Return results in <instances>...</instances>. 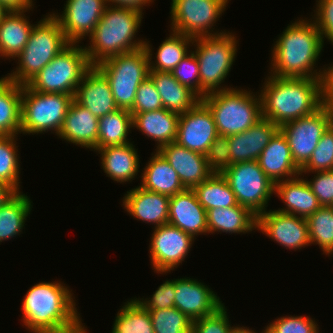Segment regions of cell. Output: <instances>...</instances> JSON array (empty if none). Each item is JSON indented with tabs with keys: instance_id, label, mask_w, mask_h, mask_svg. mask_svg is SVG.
I'll return each mask as SVG.
<instances>
[{
	"instance_id": "obj_1",
	"label": "cell",
	"mask_w": 333,
	"mask_h": 333,
	"mask_svg": "<svg viewBox=\"0 0 333 333\" xmlns=\"http://www.w3.org/2000/svg\"><path fill=\"white\" fill-rule=\"evenodd\" d=\"M61 282H39L22 303V321L32 333H86L74 296Z\"/></svg>"
},
{
	"instance_id": "obj_2",
	"label": "cell",
	"mask_w": 333,
	"mask_h": 333,
	"mask_svg": "<svg viewBox=\"0 0 333 333\" xmlns=\"http://www.w3.org/2000/svg\"><path fill=\"white\" fill-rule=\"evenodd\" d=\"M310 22V23H309ZM276 43V44H275ZM274 43L271 75L276 77L322 79L324 70H314L323 41L314 21L306 18L288 25ZM273 69V70H272Z\"/></svg>"
},
{
	"instance_id": "obj_3",
	"label": "cell",
	"mask_w": 333,
	"mask_h": 333,
	"mask_svg": "<svg viewBox=\"0 0 333 333\" xmlns=\"http://www.w3.org/2000/svg\"><path fill=\"white\" fill-rule=\"evenodd\" d=\"M260 90L262 118L279 127L291 120L310 115L322 106V79L265 78Z\"/></svg>"
},
{
	"instance_id": "obj_4",
	"label": "cell",
	"mask_w": 333,
	"mask_h": 333,
	"mask_svg": "<svg viewBox=\"0 0 333 333\" xmlns=\"http://www.w3.org/2000/svg\"><path fill=\"white\" fill-rule=\"evenodd\" d=\"M142 14L133 8L107 5L89 36L90 46L84 47L90 64L95 66L114 55L144 47V40H134Z\"/></svg>"
},
{
	"instance_id": "obj_5",
	"label": "cell",
	"mask_w": 333,
	"mask_h": 333,
	"mask_svg": "<svg viewBox=\"0 0 333 333\" xmlns=\"http://www.w3.org/2000/svg\"><path fill=\"white\" fill-rule=\"evenodd\" d=\"M70 43L59 21L49 14L34 25L29 39L17 56L18 67L6 78L26 85Z\"/></svg>"
},
{
	"instance_id": "obj_6",
	"label": "cell",
	"mask_w": 333,
	"mask_h": 333,
	"mask_svg": "<svg viewBox=\"0 0 333 333\" xmlns=\"http://www.w3.org/2000/svg\"><path fill=\"white\" fill-rule=\"evenodd\" d=\"M252 93L230 87L201 99L212 112L218 135L242 133L262 119L260 95Z\"/></svg>"
},
{
	"instance_id": "obj_7",
	"label": "cell",
	"mask_w": 333,
	"mask_h": 333,
	"mask_svg": "<svg viewBox=\"0 0 333 333\" xmlns=\"http://www.w3.org/2000/svg\"><path fill=\"white\" fill-rule=\"evenodd\" d=\"M196 43V44H195ZM236 36L229 31L216 36L194 38L193 51L198 59L200 74V99L207 94L229 89L222 86L237 52ZM220 85V86H219Z\"/></svg>"
},
{
	"instance_id": "obj_8",
	"label": "cell",
	"mask_w": 333,
	"mask_h": 333,
	"mask_svg": "<svg viewBox=\"0 0 333 333\" xmlns=\"http://www.w3.org/2000/svg\"><path fill=\"white\" fill-rule=\"evenodd\" d=\"M107 78L119 109L130 110L140 84L149 76V57L144 47L114 55L95 65Z\"/></svg>"
},
{
	"instance_id": "obj_9",
	"label": "cell",
	"mask_w": 333,
	"mask_h": 333,
	"mask_svg": "<svg viewBox=\"0 0 333 333\" xmlns=\"http://www.w3.org/2000/svg\"><path fill=\"white\" fill-rule=\"evenodd\" d=\"M92 67L84 47L70 43L26 85L38 92L72 95Z\"/></svg>"
},
{
	"instance_id": "obj_10",
	"label": "cell",
	"mask_w": 333,
	"mask_h": 333,
	"mask_svg": "<svg viewBox=\"0 0 333 333\" xmlns=\"http://www.w3.org/2000/svg\"><path fill=\"white\" fill-rule=\"evenodd\" d=\"M72 100V95L38 92L22 85L21 133L51 130L58 135Z\"/></svg>"
},
{
	"instance_id": "obj_11",
	"label": "cell",
	"mask_w": 333,
	"mask_h": 333,
	"mask_svg": "<svg viewBox=\"0 0 333 333\" xmlns=\"http://www.w3.org/2000/svg\"><path fill=\"white\" fill-rule=\"evenodd\" d=\"M236 196L239 205L256 216L266 212L274 193V184L263 172L257 160L232 164L221 172Z\"/></svg>"
},
{
	"instance_id": "obj_12",
	"label": "cell",
	"mask_w": 333,
	"mask_h": 333,
	"mask_svg": "<svg viewBox=\"0 0 333 333\" xmlns=\"http://www.w3.org/2000/svg\"><path fill=\"white\" fill-rule=\"evenodd\" d=\"M229 0H172L171 30L193 38L216 36L226 33H214V23L225 11ZM212 32H211V30Z\"/></svg>"
},
{
	"instance_id": "obj_13",
	"label": "cell",
	"mask_w": 333,
	"mask_h": 333,
	"mask_svg": "<svg viewBox=\"0 0 333 333\" xmlns=\"http://www.w3.org/2000/svg\"><path fill=\"white\" fill-rule=\"evenodd\" d=\"M330 125L331 119L321 106L314 113L279 127L288 140L292 159L300 170L307 164Z\"/></svg>"
},
{
	"instance_id": "obj_14",
	"label": "cell",
	"mask_w": 333,
	"mask_h": 333,
	"mask_svg": "<svg viewBox=\"0 0 333 333\" xmlns=\"http://www.w3.org/2000/svg\"><path fill=\"white\" fill-rule=\"evenodd\" d=\"M150 243V260L156 273L166 274L177 268L188 255L194 238L170 224L154 229Z\"/></svg>"
},
{
	"instance_id": "obj_15",
	"label": "cell",
	"mask_w": 333,
	"mask_h": 333,
	"mask_svg": "<svg viewBox=\"0 0 333 333\" xmlns=\"http://www.w3.org/2000/svg\"><path fill=\"white\" fill-rule=\"evenodd\" d=\"M217 136L212 112L202 100L180 115L175 140L178 145L206 155L210 144Z\"/></svg>"
},
{
	"instance_id": "obj_16",
	"label": "cell",
	"mask_w": 333,
	"mask_h": 333,
	"mask_svg": "<svg viewBox=\"0 0 333 333\" xmlns=\"http://www.w3.org/2000/svg\"><path fill=\"white\" fill-rule=\"evenodd\" d=\"M257 230L286 249L311 245L307 220L300 216L269 210L257 216Z\"/></svg>"
},
{
	"instance_id": "obj_17",
	"label": "cell",
	"mask_w": 333,
	"mask_h": 333,
	"mask_svg": "<svg viewBox=\"0 0 333 333\" xmlns=\"http://www.w3.org/2000/svg\"><path fill=\"white\" fill-rule=\"evenodd\" d=\"M106 6V0H67L61 15L52 14L59 21L67 41L78 44L94 31Z\"/></svg>"
},
{
	"instance_id": "obj_18",
	"label": "cell",
	"mask_w": 333,
	"mask_h": 333,
	"mask_svg": "<svg viewBox=\"0 0 333 333\" xmlns=\"http://www.w3.org/2000/svg\"><path fill=\"white\" fill-rule=\"evenodd\" d=\"M223 305L204 283L188 277L175 279L174 307L192 321L214 314Z\"/></svg>"
},
{
	"instance_id": "obj_19",
	"label": "cell",
	"mask_w": 333,
	"mask_h": 333,
	"mask_svg": "<svg viewBox=\"0 0 333 333\" xmlns=\"http://www.w3.org/2000/svg\"><path fill=\"white\" fill-rule=\"evenodd\" d=\"M158 151L177 172L186 189H193L214 173L206 155L191 151L176 142L164 145Z\"/></svg>"
},
{
	"instance_id": "obj_20",
	"label": "cell",
	"mask_w": 333,
	"mask_h": 333,
	"mask_svg": "<svg viewBox=\"0 0 333 333\" xmlns=\"http://www.w3.org/2000/svg\"><path fill=\"white\" fill-rule=\"evenodd\" d=\"M73 99L98 118L119 109L107 78L95 66L85 73Z\"/></svg>"
},
{
	"instance_id": "obj_21",
	"label": "cell",
	"mask_w": 333,
	"mask_h": 333,
	"mask_svg": "<svg viewBox=\"0 0 333 333\" xmlns=\"http://www.w3.org/2000/svg\"><path fill=\"white\" fill-rule=\"evenodd\" d=\"M168 224L178 227L194 239L197 235L208 233L206 210L192 189L170 196Z\"/></svg>"
},
{
	"instance_id": "obj_22",
	"label": "cell",
	"mask_w": 333,
	"mask_h": 333,
	"mask_svg": "<svg viewBox=\"0 0 333 333\" xmlns=\"http://www.w3.org/2000/svg\"><path fill=\"white\" fill-rule=\"evenodd\" d=\"M278 130L277 124L262 118L248 130L229 136L231 165L257 160Z\"/></svg>"
},
{
	"instance_id": "obj_23",
	"label": "cell",
	"mask_w": 333,
	"mask_h": 333,
	"mask_svg": "<svg viewBox=\"0 0 333 333\" xmlns=\"http://www.w3.org/2000/svg\"><path fill=\"white\" fill-rule=\"evenodd\" d=\"M170 196L137 186L123 197L124 209L135 219L156 227L168 224Z\"/></svg>"
},
{
	"instance_id": "obj_24",
	"label": "cell",
	"mask_w": 333,
	"mask_h": 333,
	"mask_svg": "<svg viewBox=\"0 0 333 333\" xmlns=\"http://www.w3.org/2000/svg\"><path fill=\"white\" fill-rule=\"evenodd\" d=\"M257 161L273 184L300 175V169L292 159L288 140L280 129L271 138Z\"/></svg>"
},
{
	"instance_id": "obj_25",
	"label": "cell",
	"mask_w": 333,
	"mask_h": 333,
	"mask_svg": "<svg viewBox=\"0 0 333 333\" xmlns=\"http://www.w3.org/2000/svg\"><path fill=\"white\" fill-rule=\"evenodd\" d=\"M99 118L87 108L72 100L58 137L76 146L96 150Z\"/></svg>"
},
{
	"instance_id": "obj_26",
	"label": "cell",
	"mask_w": 333,
	"mask_h": 333,
	"mask_svg": "<svg viewBox=\"0 0 333 333\" xmlns=\"http://www.w3.org/2000/svg\"><path fill=\"white\" fill-rule=\"evenodd\" d=\"M301 175L292 179L284 180L274 184V193L285 203V209L281 208L277 211L291 214L300 215V217L307 219L314 214L320 207L318 198L312 192L307 180L303 179Z\"/></svg>"
},
{
	"instance_id": "obj_27",
	"label": "cell",
	"mask_w": 333,
	"mask_h": 333,
	"mask_svg": "<svg viewBox=\"0 0 333 333\" xmlns=\"http://www.w3.org/2000/svg\"><path fill=\"white\" fill-rule=\"evenodd\" d=\"M132 124L142 134L157 142V150L171 142L177 137L180 115L170 112L165 108L143 113H131Z\"/></svg>"
},
{
	"instance_id": "obj_28",
	"label": "cell",
	"mask_w": 333,
	"mask_h": 333,
	"mask_svg": "<svg viewBox=\"0 0 333 333\" xmlns=\"http://www.w3.org/2000/svg\"><path fill=\"white\" fill-rule=\"evenodd\" d=\"M101 155V166L104 173L112 180L124 183L131 181L139 172V155L134 145L107 146L95 150ZM132 179V180H131Z\"/></svg>"
},
{
	"instance_id": "obj_29",
	"label": "cell",
	"mask_w": 333,
	"mask_h": 333,
	"mask_svg": "<svg viewBox=\"0 0 333 333\" xmlns=\"http://www.w3.org/2000/svg\"><path fill=\"white\" fill-rule=\"evenodd\" d=\"M30 9L8 11L0 19V55L3 59H15L24 49L34 24L24 13Z\"/></svg>"
},
{
	"instance_id": "obj_30",
	"label": "cell",
	"mask_w": 333,
	"mask_h": 333,
	"mask_svg": "<svg viewBox=\"0 0 333 333\" xmlns=\"http://www.w3.org/2000/svg\"><path fill=\"white\" fill-rule=\"evenodd\" d=\"M157 89L163 108L176 114H184L201 99L188 87L180 84L171 72L149 71L148 76Z\"/></svg>"
},
{
	"instance_id": "obj_31",
	"label": "cell",
	"mask_w": 333,
	"mask_h": 333,
	"mask_svg": "<svg viewBox=\"0 0 333 333\" xmlns=\"http://www.w3.org/2000/svg\"><path fill=\"white\" fill-rule=\"evenodd\" d=\"M154 153L141 174L142 183L140 186L167 196H173L186 190L177 172L168 161L158 150Z\"/></svg>"
},
{
	"instance_id": "obj_32",
	"label": "cell",
	"mask_w": 333,
	"mask_h": 333,
	"mask_svg": "<svg viewBox=\"0 0 333 333\" xmlns=\"http://www.w3.org/2000/svg\"><path fill=\"white\" fill-rule=\"evenodd\" d=\"M208 234L214 232L248 233L257 228V216L247 207L236 205L206 211Z\"/></svg>"
},
{
	"instance_id": "obj_33",
	"label": "cell",
	"mask_w": 333,
	"mask_h": 333,
	"mask_svg": "<svg viewBox=\"0 0 333 333\" xmlns=\"http://www.w3.org/2000/svg\"><path fill=\"white\" fill-rule=\"evenodd\" d=\"M21 97L22 85L0 79V136L21 133Z\"/></svg>"
},
{
	"instance_id": "obj_34",
	"label": "cell",
	"mask_w": 333,
	"mask_h": 333,
	"mask_svg": "<svg viewBox=\"0 0 333 333\" xmlns=\"http://www.w3.org/2000/svg\"><path fill=\"white\" fill-rule=\"evenodd\" d=\"M171 33L160 44L156 53L155 63L151 61L153 57L151 44L149 45V42L145 41L144 48L149 57V71L172 72L180 61L187 56L188 48L192 46L194 38L174 31Z\"/></svg>"
},
{
	"instance_id": "obj_35",
	"label": "cell",
	"mask_w": 333,
	"mask_h": 333,
	"mask_svg": "<svg viewBox=\"0 0 333 333\" xmlns=\"http://www.w3.org/2000/svg\"><path fill=\"white\" fill-rule=\"evenodd\" d=\"M133 128L132 114L126 109L116 111L99 118L96 150L107 146L131 143L127 135Z\"/></svg>"
},
{
	"instance_id": "obj_36",
	"label": "cell",
	"mask_w": 333,
	"mask_h": 333,
	"mask_svg": "<svg viewBox=\"0 0 333 333\" xmlns=\"http://www.w3.org/2000/svg\"><path fill=\"white\" fill-rule=\"evenodd\" d=\"M192 190L206 211L238 205L235 194L221 173H213Z\"/></svg>"
},
{
	"instance_id": "obj_37",
	"label": "cell",
	"mask_w": 333,
	"mask_h": 333,
	"mask_svg": "<svg viewBox=\"0 0 333 333\" xmlns=\"http://www.w3.org/2000/svg\"><path fill=\"white\" fill-rule=\"evenodd\" d=\"M31 203L27 195L19 192L0 207V242L21 234L25 220L32 210Z\"/></svg>"
},
{
	"instance_id": "obj_38",
	"label": "cell",
	"mask_w": 333,
	"mask_h": 333,
	"mask_svg": "<svg viewBox=\"0 0 333 333\" xmlns=\"http://www.w3.org/2000/svg\"><path fill=\"white\" fill-rule=\"evenodd\" d=\"M112 333H154L149 311L136 299L127 301L117 313Z\"/></svg>"
},
{
	"instance_id": "obj_39",
	"label": "cell",
	"mask_w": 333,
	"mask_h": 333,
	"mask_svg": "<svg viewBox=\"0 0 333 333\" xmlns=\"http://www.w3.org/2000/svg\"><path fill=\"white\" fill-rule=\"evenodd\" d=\"M311 244H318L323 254H333V206H321L307 219Z\"/></svg>"
},
{
	"instance_id": "obj_40",
	"label": "cell",
	"mask_w": 333,
	"mask_h": 333,
	"mask_svg": "<svg viewBox=\"0 0 333 333\" xmlns=\"http://www.w3.org/2000/svg\"><path fill=\"white\" fill-rule=\"evenodd\" d=\"M17 135L0 136V182L14 186L20 192Z\"/></svg>"
},
{
	"instance_id": "obj_41",
	"label": "cell",
	"mask_w": 333,
	"mask_h": 333,
	"mask_svg": "<svg viewBox=\"0 0 333 333\" xmlns=\"http://www.w3.org/2000/svg\"><path fill=\"white\" fill-rule=\"evenodd\" d=\"M154 333H191L192 320L176 307L149 310Z\"/></svg>"
},
{
	"instance_id": "obj_42",
	"label": "cell",
	"mask_w": 333,
	"mask_h": 333,
	"mask_svg": "<svg viewBox=\"0 0 333 333\" xmlns=\"http://www.w3.org/2000/svg\"><path fill=\"white\" fill-rule=\"evenodd\" d=\"M333 170V126L330 125L323 133L316 149L307 164L300 170V175L308 172Z\"/></svg>"
},
{
	"instance_id": "obj_43",
	"label": "cell",
	"mask_w": 333,
	"mask_h": 333,
	"mask_svg": "<svg viewBox=\"0 0 333 333\" xmlns=\"http://www.w3.org/2000/svg\"><path fill=\"white\" fill-rule=\"evenodd\" d=\"M267 333H319L317 322L308 316H284L270 322Z\"/></svg>"
},
{
	"instance_id": "obj_44",
	"label": "cell",
	"mask_w": 333,
	"mask_h": 333,
	"mask_svg": "<svg viewBox=\"0 0 333 333\" xmlns=\"http://www.w3.org/2000/svg\"><path fill=\"white\" fill-rule=\"evenodd\" d=\"M171 73L180 84L188 87L200 98L199 64L193 51L188 53Z\"/></svg>"
},
{
	"instance_id": "obj_45",
	"label": "cell",
	"mask_w": 333,
	"mask_h": 333,
	"mask_svg": "<svg viewBox=\"0 0 333 333\" xmlns=\"http://www.w3.org/2000/svg\"><path fill=\"white\" fill-rule=\"evenodd\" d=\"M225 306L214 314L192 321L191 333H232L237 326H231Z\"/></svg>"
},
{
	"instance_id": "obj_46",
	"label": "cell",
	"mask_w": 333,
	"mask_h": 333,
	"mask_svg": "<svg viewBox=\"0 0 333 333\" xmlns=\"http://www.w3.org/2000/svg\"><path fill=\"white\" fill-rule=\"evenodd\" d=\"M163 108L160 95L153 81L148 77L138 87L130 113H143Z\"/></svg>"
},
{
	"instance_id": "obj_47",
	"label": "cell",
	"mask_w": 333,
	"mask_h": 333,
	"mask_svg": "<svg viewBox=\"0 0 333 333\" xmlns=\"http://www.w3.org/2000/svg\"><path fill=\"white\" fill-rule=\"evenodd\" d=\"M229 147V136L218 135L210 144L206 159L214 173H221L231 166Z\"/></svg>"
},
{
	"instance_id": "obj_48",
	"label": "cell",
	"mask_w": 333,
	"mask_h": 333,
	"mask_svg": "<svg viewBox=\"0 0 333 333\" xmlns=\"http://www.w3.org/2000/svg\"><path fill=\"white\" fill-rule=\"evenodd\" d=\"M174 299L175 279L166 280L163 284H161L152 295V298H147L145 300L144 298H136V300L148 311L153 309H166L174 307Z\"/></svg>"
},
{
	"instance_id": "obj_49",
	"label": "cell",
	"mask_w": 333,
	"mask_h": 333,
	"mask_svg": "<svg viewBox=\"0 0 333 333\" xmlns=\"http://www.w3.org/2000/svg\"><path fill=\"white\" fill-rule=\"evenodd\" d=\"M315 174L313 179L307 181L312 192L321 206H333V170L315 172Z\"/></svg>"
},
{
	"instance_id": "obj_50",
	"label": "cell",
	"mask_w": 333,
	"mask_h": 333,
	"mask_svg": "<svg viewBox=\"0 0 333 333\" xmlns=\"http://www.w3.org/2000/svg\"><path fill=\"white\" fill-rule=\"evenodd\" d=\"M316 5V14L312 19H315L313 21L319 29L323 43L325 37L333 43V0H317Z\"/></svg>"
},
{
	"instance_id": "obj_51",
	"label": "cell",
	"mask_w": 333,
	"mask_h": 333,
	"mask_svg": "<svg viewBox=\"0 0 333 333\" xmlns=\"http://www.w3.org/2000/svg\"><path fill=\"white\" fill-rule=\"evenodd\" d=\"M322 107L333 119V65L325 69L322 78Z\"/></svg>"
},
{
	"instance_id": "obj_52",
	"label": "cell",
	"mask_w": 333,
	"mask_h": 333,
	"mask_svg": "<svg viewBox=\"0 0 333 333\" xmlns=\"http://www.w3.org/2000/svg\"><path fill=\"white\" fill-rule=\"evenodd\" d=\"M152 1L154 0H106L107 5L133 8L141 12L143 6L149 5Z\"/></svg>"
},
{
	"instance_id": "obj_53",
	"label": "cell",
	"mask_w": 333,
	"mask_h": 333,
	"mask_svg": "<svg viewBox=\"0 0 333 333\" xmlns=\"http://www.w3.org/2000/svg\"><path fill=\"white\" fill-rule=\"evenodd\" d=\"M7 11H20L33 8V0H0Z\"/></svg>"
},
{
	"instance_id": "obj_54",
	"label": "cell",
	"mask_w": 333,
	"mask_h": 333,
	"mask_svg": "<svg viewBox=\"0 0 333 333\" xmlns=\"http://www.w3.org/2000/svg\"><path fill=\"white\" fill-rule=\"evenodd\" d=\"M19 191L12 185L0 182V207L12 200Z\"/></svg>"
},
{
	"instance_id": "obj_55",
	"label": "cell",
	"mask_w": 333,
	"mask_h": 333,
	"mask_svg": "<svg viewBox=\"0 0 333 333\" xmlns=\"http://www.w3.org/2000/svg\"><path fill=\"white\" fill-rule=\"evenodd\" d=\"M232 333H256L253 330L246 328V327H240L239 325L234 329ZM261 333H267L266 328Z\"/></svg>"
},
{
	"instance_id": "obj_56",
	"label": "cell",
	"mask_w": 333,
	"mask_h": 333,
	"mask_svg": "<svg viewBox=\"0 0 333 333\" xmlns=\"http://www.w3.org/2000/svg\"><path fill=\"white\" fill-rule=\"evenodd\" d=\"M8 11L6 10V8L2 5V3L0 2V19L7 13Z\"/></svg>"
}]
</instances>
